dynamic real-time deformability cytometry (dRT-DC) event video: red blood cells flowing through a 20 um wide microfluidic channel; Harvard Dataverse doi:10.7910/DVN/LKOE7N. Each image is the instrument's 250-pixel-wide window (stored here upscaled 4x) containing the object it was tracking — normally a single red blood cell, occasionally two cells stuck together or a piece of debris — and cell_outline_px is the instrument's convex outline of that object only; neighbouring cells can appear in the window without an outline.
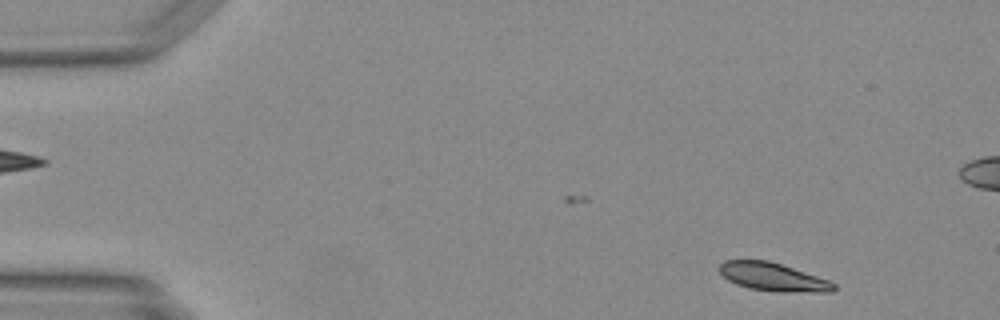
{"species": "Egyptian fruit bat (a non-hibernating species)", "species_latin": "Rousettus aegyptiacus", "temperature_condition": "warm", "stored_images_in_passage": 43, "camera_frame_rate_fps": 3000, "um_per_image_px": 0.085, "animal": {"sex": "female"}, "frame": {"image": 1, "passage_image": 4, "time_ms": 1.0, "image_size_px": [1000, 320], "cell_outline_px": [[836, 288], [832, 292], [780, 292], [748, 288], [736, 284], [728, 280], [720, 272], [720, 264], [724, 260], [768, 260], [828, 280], [836, 284]], "centroid_in_image_um": [65.7, 23.55], "position_along_channel_um": 19.3, "area_um2": 18.61}}
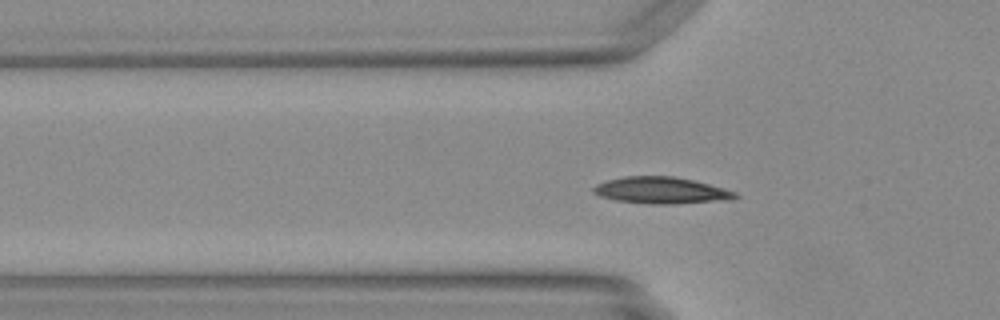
{"frame": {"image": 2, "passage_image": 15, "time_ms": 4.667, "image_size_px": [1000, 320], "cell_outline_px": [[740, 196], [732, 200], [668, 204], [648, 204], [616, 200], [600, 196], [592, 192], [592, 188], [596, 184], [608, 180], [624, 176], [672, 176], [692, 180], [708, 184], [736, 192]], "centroid_in_image_um": [56.2, 16.19], "position_along_channel_um": 69.6, "area_um2": 21.96}}
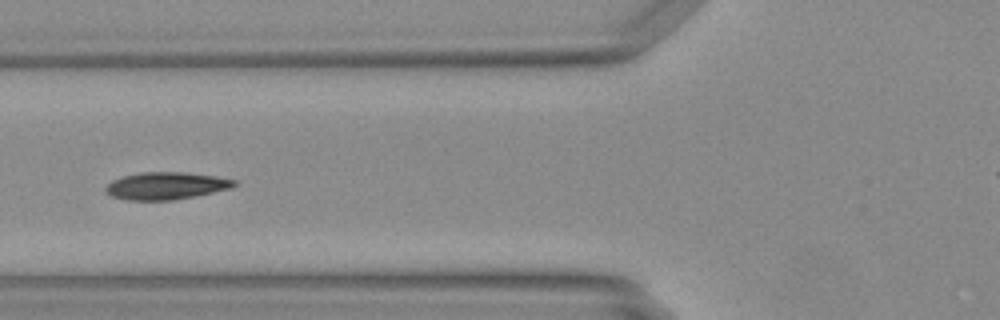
{"frame": {"image": 3, "passage_image": 18, "time_ms": 5.667, "image_size_px": [1000, 320], "cell_outline_px": [[240, 184], [232, 188], [172, 200], [128, 200], [112, 196], [104, 192], [104, 188], [112, 180], [124, 176], [140, 172], [184, 172], [216, 176], [236, 180]], "centroid_in_image_um": [14.12, 15.78], "position_along_channel_um": 111.7, "area_um2": 20.46}}